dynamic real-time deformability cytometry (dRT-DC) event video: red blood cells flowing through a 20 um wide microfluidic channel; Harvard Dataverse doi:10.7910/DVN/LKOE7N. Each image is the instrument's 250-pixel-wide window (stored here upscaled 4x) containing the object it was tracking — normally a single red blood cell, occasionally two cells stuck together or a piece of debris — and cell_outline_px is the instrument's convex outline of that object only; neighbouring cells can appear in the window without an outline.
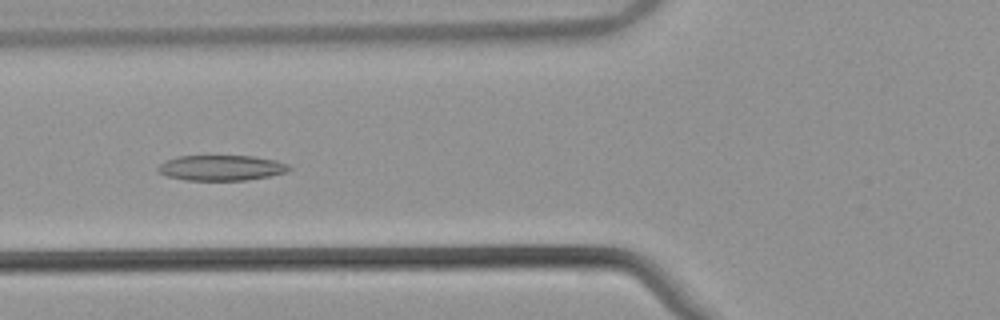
{"species": "common noctule bat (a hibernating species)", "species_latin": "Nyctalus noctula", "temperature_condition": "warm", "stored_images_in_passage": 49, "camera_frame_rate_fps": 3000, "um_per_image_px": 0.085, "animal": {"sex": "male", "body_mass_g": 21.5, "forearm_length_mm": 52.0}, "frame": {"image": 1, "passage_image": 16, "time_ms": 5.0, "image_size_px": [1000, 320], "cell_outline_px": [[292, 168], [288, 172], [268, 176], [244, 180], [184, 180], [164, 176], [156, 172], [156, 168], [160, 164], [168, 160], [180, 156], [252, 156], [276, 160], [288, 164]], "centroid_in_image_um": [18.79, 14.27], "position_along_channel_um": 107.0, "area_um2": 19.48}}
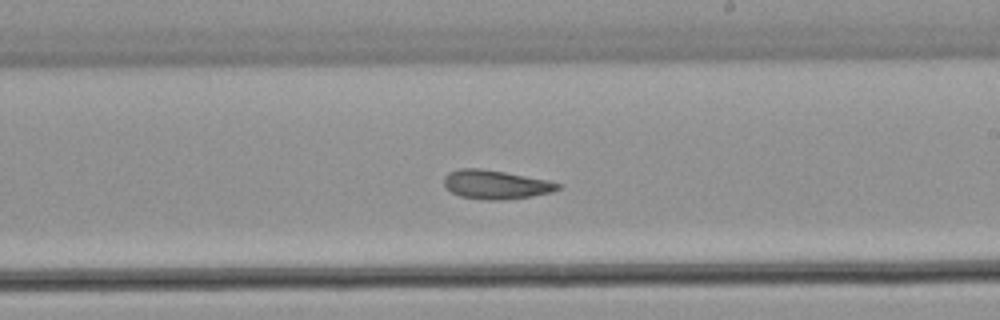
{"frame": {"image": 2, "passage_image": 27, "time_ms": 8.667, "image_size_px": [1000, 320], "cell_outline_px": [[560, 188], [552, 192], [532, 196], [504, 200], [484, 200], [460, 196], [452, 192], [444, 184], [444, 176], [448, 172], [460, 168], [480, 168], [504, 172], [548, 180], [560, 184]], "centroid_in_image_um": [42.12, 15.69], "position_along_channel_um": 246.9, "area_um2": 19.13}}
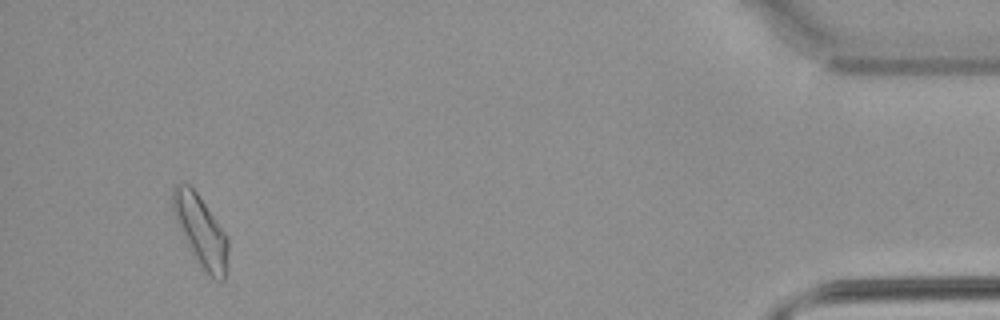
{"frame": {"image": 3, "passage_image": 46, "time_ms": 15.0, "image_size_px": [1000, 320], "cell_outline_px": [[228, 272], [224, 280], [220, 284], [212, 280], [196, 260], [176, 220], [172, 208], [172, 188], [176, 184], [188, 184], [196, 192], [228, 236]], "centroid_in_image_um": [17.12, 19.71], "position_along_channel_um": 418.1, "area_um2": 22.83}, "authors_computed_cell_mechanics": {"area_um2": 20.2878, "velocity_mm_per_s": 3.8272, "shape_relaxation_time_tau1_ms": null, "shape_relaxation_time_tau2_ms": 3.5279, "deformation_change_tau1": null, "deformation_change_tau2": 0.1073}}